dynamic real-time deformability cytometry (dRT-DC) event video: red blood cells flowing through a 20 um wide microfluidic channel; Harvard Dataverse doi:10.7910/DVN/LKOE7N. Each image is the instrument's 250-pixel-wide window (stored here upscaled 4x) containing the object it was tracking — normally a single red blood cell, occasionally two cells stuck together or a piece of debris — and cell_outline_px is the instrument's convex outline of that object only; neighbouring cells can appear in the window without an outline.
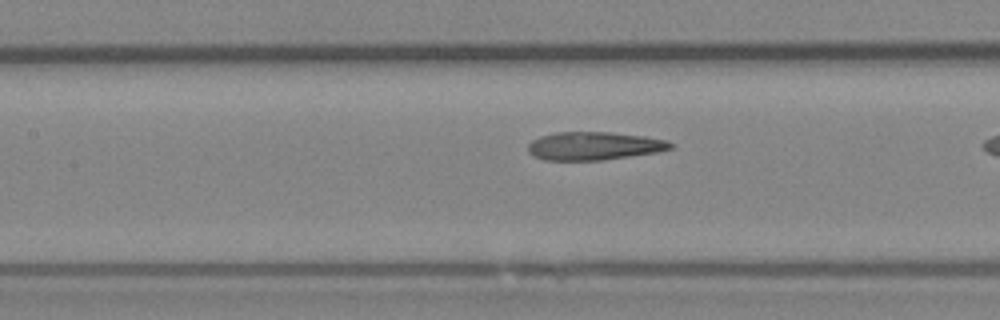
{"species": "Egyptian fruit bat (a non-hibernating species)", "species_latin": "Rousettus aegyptiacus", "temperature_condition": "room temperature", "stored_images_in_passage": 14, "camera_frame_rate_fps": 3000, "um_per_image_px": 0.085, "animal": {"sex": "female"}, "frame": {"image": 1, "passage_image": 12, "time_ms": 3.667, "image_size_px": [1000, 320], "cell_outline_px": [[676, 144], [672, 148], [660, 152], [600, 160], [544, 160], [532, 156], [528, 152], [528, 144], [532, 140], [540, 136], [556, 132], [608, 132], [644, 136], [668, 140]], "centroid_in_image_um": [50.51, 12.4], "position_along_channel_um": 156.9, "area_um2": 23.58}}